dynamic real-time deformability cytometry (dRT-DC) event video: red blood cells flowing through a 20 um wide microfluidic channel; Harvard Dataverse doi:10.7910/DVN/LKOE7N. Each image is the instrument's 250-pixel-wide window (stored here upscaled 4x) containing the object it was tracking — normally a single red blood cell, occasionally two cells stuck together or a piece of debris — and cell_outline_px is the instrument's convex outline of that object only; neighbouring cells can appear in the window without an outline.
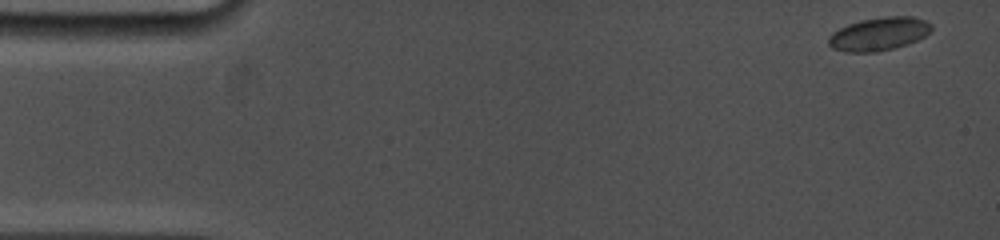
{"species": "common noctule bat (a hibernating species)", "species_latin": "Nyctalus noctula", "temperature_condition": "cold", "stored_images_in_passage": 43, "camera_frame_rate_fps": 5000, "um_per_image_px": 0.085, "animal": {"sex": "female", "body_mass_g": 19.0, "forearm_length_mm": 53.3}, "frame": {"image": 1, "passage_image": 2, "time_ms": 0.2, "image_size_px": [1000, 240], "cell_outline_px": [[932, 32], [908, 44], [876, 52], [844, 52], [832, 48], [828, 44], [828, 36], [832, 32], [848, 24], [860, 20], [884, 16], [912, 16], [924, 20], [932, 24]], "centroid_in_image_um": [74.7, 2.88], "position_along_channel_um": 10.3, "area_um2": 20.06}}
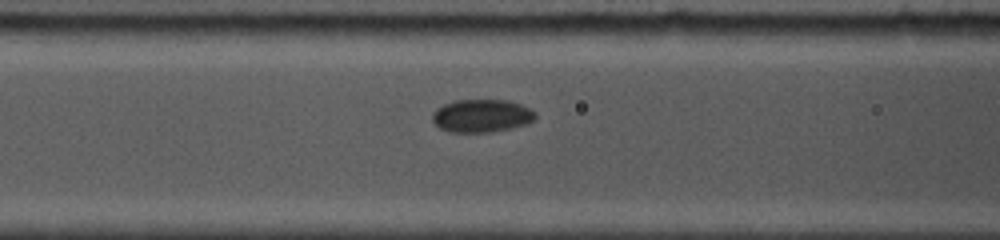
{"frame": {"image": 2, "passage_image": 25, "time_ms": 6.6, "image_size_px": [1000, 240], "cell_outline_px": [[536, 116], [532, 120], [524, 124], [492, 132], [448, 132], [440, 128], [432, 120], [432, 112], [436, 108], [444, 104], [456, 100], [508, 100], [520, 104], [536, 112]], "centroid_in_image_um": [40.89, 9.83], "position_along_channel_um": 125.7, "area_um2": 19.65}}
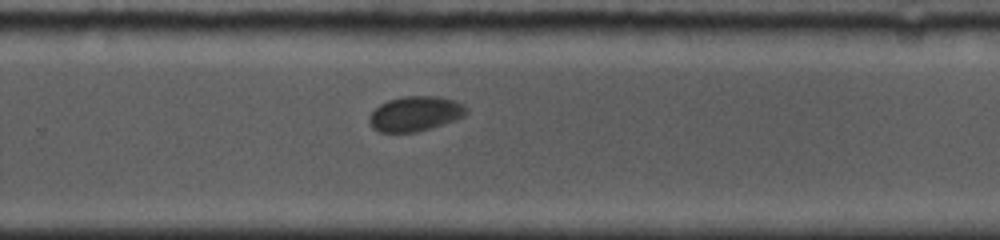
{"frame": {"image": 3, "passage_image": 43, "time_ms": 11.2, "image_size_px": [1000, 240], "cell_outline_px": [[468, 112], [464, 116], [456, 120], [416, 132], [380, 132], [372, 128], [368, 120], [368, 116], [380, 104], [388, 100], [404, 96], [436, 96], [456, 100], [464, 104], [468, 108]], "centroid_in_image_um": [35.31, 9.66], "position_along_channel_um": 294.5, "area_um2": 19.88}}